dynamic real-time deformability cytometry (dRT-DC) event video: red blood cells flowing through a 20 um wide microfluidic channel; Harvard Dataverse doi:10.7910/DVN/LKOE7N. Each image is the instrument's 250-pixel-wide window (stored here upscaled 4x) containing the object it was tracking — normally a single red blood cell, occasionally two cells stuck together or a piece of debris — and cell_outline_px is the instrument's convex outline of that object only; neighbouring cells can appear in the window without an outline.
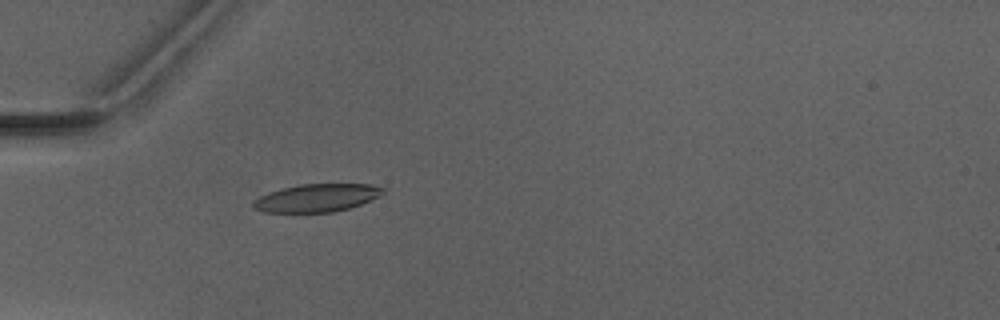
{"species": "Egyptian fruit bat (a non-hibernating species)", "species_latin": "Rousettus aegyptiacus", "temperature_condition": "warm", "stored_images_in_passage": 1, "camera_frame_rate_fps": 3000, "um_per_image_px": 0.085, "animal": {"sex": "male"}, "frame": {"image": 1, "passage_image": 1, "time_ms": 0.0, "image_size_px": [1000, 320], "cell_outline_px": [[384, 192], [372, 200], [348, 208], [332, 212], [264, 212], [256, 208], [252, 204], [260, 196], [268, 192], [280, 188], [300, 184], [372, 184], [384, 188]], "centroid_in_image_um": [26.94, 16.81], "position_along_channel_um": 58.1, "area_um2": 20.92}}